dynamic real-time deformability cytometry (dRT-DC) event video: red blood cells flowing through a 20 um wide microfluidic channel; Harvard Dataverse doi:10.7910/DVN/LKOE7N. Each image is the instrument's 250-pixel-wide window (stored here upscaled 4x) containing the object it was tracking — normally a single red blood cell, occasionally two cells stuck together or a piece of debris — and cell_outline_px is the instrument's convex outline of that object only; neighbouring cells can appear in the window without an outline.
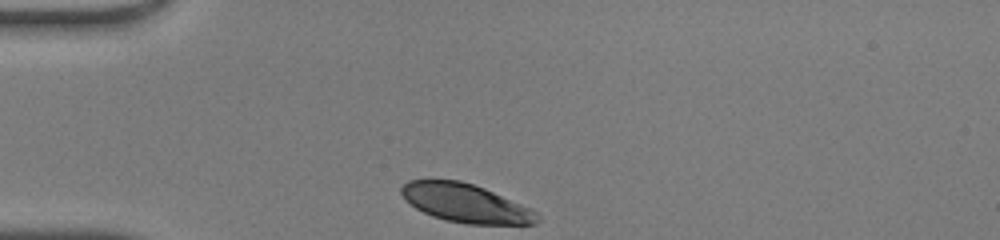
{"species": "human", "species_latin": "Homo sapiens", "temperature_condition": "warm", "stored_images_in_passage": 28, "camera_frame_rate_fps": 3000, "um_per_image_px": 0.085, "donor": {"sex": "male"}, "frame": {"image": 1, "passage_image": 1, "time_ms": 0.0, "image_size_px": [1000, 240], "cell_outline_px": [[540, 220], [536, 224], [468, 224], [448, 220], [432, 216], [416, 208], [404, 200], [400, 192], [400, 188], [408, 180], [460, 180], [484, 188], [520, 204], [536, 212], [540, 216]], "centroid_in_image_um": [39.55, 17.27], "position_along_channel_um": 45.5, "area_um2": 30.23}}
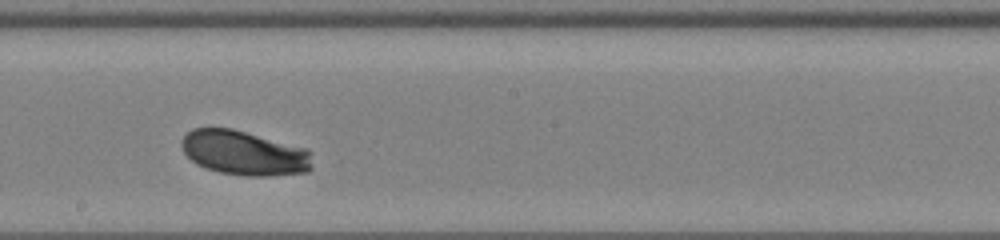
{"frame": {"image": 2, "passage_image": 16, "time_ms": 5.0, "image_size_px": [1000, 240], "cell_outline_px": [[312, 168], [308, 172], [268, 176], [244, 176], [220, 172], [204, 168], [196, 164], [184, 152], [180, 144], [180, 140], [192, 128], [232, 128], [308, 148], [312, 152]], "centroid_in_image_um": [20.78, 13.0], "position_along_channel_um": 227.4, "area_um2": 34.39}}
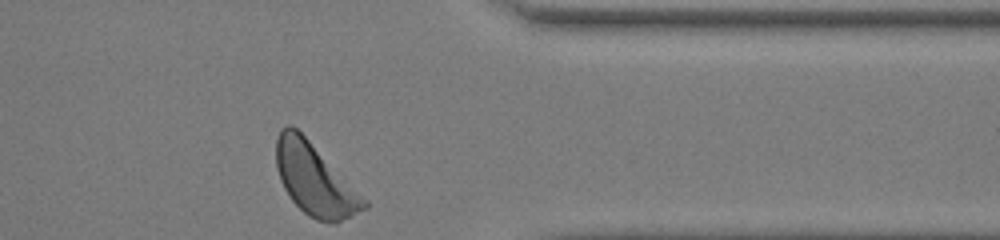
{"frame": {"image": 3, "passage_image": 28, "time_ms": 9.0, "image_size_px": [1000, 240], "cell_outline_px": [[368, 208], [336, 224], [332, 224], [316, 220], [308, 216], [292, 200], [284, 188], [280, 180], [276, 168], [276, 136], [280, 128], [288, 124], [296, 128], [368, 200]], "centroid_in_image_um": [26.76, 15.29], "position_along_channel_um": 384.6, "area_um2": 36.59}, "authors_computed_cell_mechanics": {"area_um2": 33.8708, "velocity_mm_per_s": 4.1926, "shape_relaxation_time_tau1_ms": 2.5212, "shape_relaxation_time_tau2_ms": null, "deformation_change_tau1": 0.1557, "deformation_change_tau2": null}}